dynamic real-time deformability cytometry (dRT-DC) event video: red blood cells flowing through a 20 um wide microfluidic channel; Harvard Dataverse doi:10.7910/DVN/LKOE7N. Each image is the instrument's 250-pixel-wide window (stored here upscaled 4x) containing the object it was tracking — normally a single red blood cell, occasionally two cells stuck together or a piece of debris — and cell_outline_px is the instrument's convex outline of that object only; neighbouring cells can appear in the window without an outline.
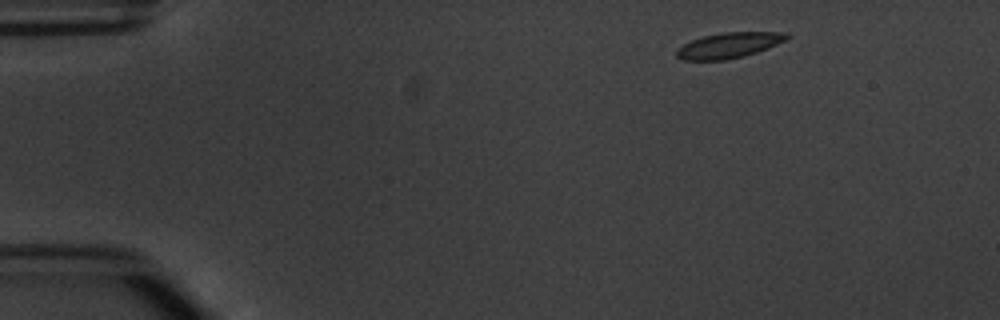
{"species": "common noctule bat (a hibernating species)", "species_latin": "Nyctalus noctula", "temperature_condition": "warm", "stored_images_in_passage": 4, "camera_frame_rate_fps": 3000, "um_per_image_px": 0.085, "animal": {"sex": "male", "body_mass_g": 20.1, "forearm_length_mm": 53.5}, "frame": {"image": 1, "passage_image": 1, "time_ms": 0.0, "image_size_px": [1000, 320], "cell_outline_px": [[792, 36], [768, 48], [744, 56], [724, 60], [684, 60], [676, 56], [676, 48], [692, 40], [704, 36], [724, 32], [788, 32]], "centroid_in_image_um": [61.96, 3.85], "position_along_channel_um": 23.0, "area_um2": 16.3}}